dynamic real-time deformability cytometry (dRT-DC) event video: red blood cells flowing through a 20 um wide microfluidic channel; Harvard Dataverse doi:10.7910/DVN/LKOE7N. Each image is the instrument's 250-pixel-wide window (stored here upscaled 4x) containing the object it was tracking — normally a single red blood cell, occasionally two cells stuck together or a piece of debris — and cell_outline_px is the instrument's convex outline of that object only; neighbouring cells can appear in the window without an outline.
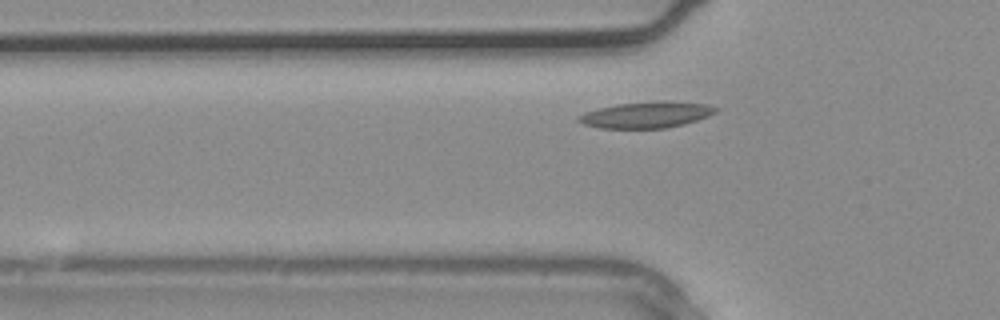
{"species": "common noctule bat (a hibernating species)", "species_latin": "Nyctalus noctula", "temperature_condition": "warm", "stored_images_in_passage": 3, "segment_of_instrument_passage": [2, 2], "camera_frame_rate_fps": 3000, "um_per_image_px": 0.085, "animal": {"sex": "male", "body_mass_g": 20.4}, "frame": {"image": 1, "passage_image": 3, "time_ms": 0.667, "image_size_px": [1000, 320], "cell_outline_px": [[720, 108], [716, 112], [708, 116], [684, 124], [664, 128], [600, 128], [584, 124], [576, 120], [576, 116], [584, 112], [616, 104], [708, 104]], "centroid_in_image_um": [54.86, 9.82], "position_along_channel_um": 70.9, "area_um2": 19.71}}